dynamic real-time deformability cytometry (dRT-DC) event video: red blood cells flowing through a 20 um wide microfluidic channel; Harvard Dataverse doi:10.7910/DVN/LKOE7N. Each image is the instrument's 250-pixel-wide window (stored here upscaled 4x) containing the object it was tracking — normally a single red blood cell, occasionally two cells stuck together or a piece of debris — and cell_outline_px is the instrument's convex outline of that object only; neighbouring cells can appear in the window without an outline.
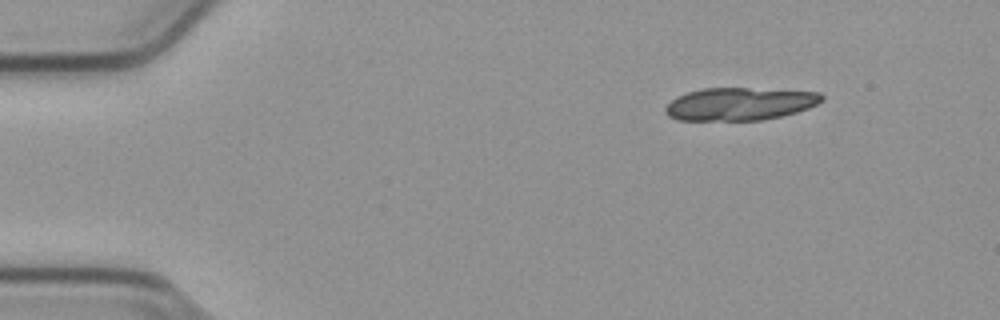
{"species": "common noctule bat (a hibernating species)", "species_latin": "Nyctalus noctula", "temperature_condition": "cold", "stored_images_in_passage": 14, "camera_frame_rate_fps": 3000, "um_per_image_px": 0.085, "animal": {"sex": "male", "body_mass_g": 23.1, "forearm_length_mm": 52.7}, "frame": {"image": 1, "passage_image": 2, "time_ms": 0.333, "image_size_px": [1000, 320], "cell_outline_px": [[824, 100], [808, 108], [796, 112], [780, 116], [760, 120], [676, 120], [668, 116], [664, 112], [664, 108], [676, 96], [688, 92], [704, 88], [748, 88], [820, 92], [824, 96]], "centroid_in_image_um": [62.85, 8.83], "position_along_channel_um": 22.1, "area_um2": 29.82}}